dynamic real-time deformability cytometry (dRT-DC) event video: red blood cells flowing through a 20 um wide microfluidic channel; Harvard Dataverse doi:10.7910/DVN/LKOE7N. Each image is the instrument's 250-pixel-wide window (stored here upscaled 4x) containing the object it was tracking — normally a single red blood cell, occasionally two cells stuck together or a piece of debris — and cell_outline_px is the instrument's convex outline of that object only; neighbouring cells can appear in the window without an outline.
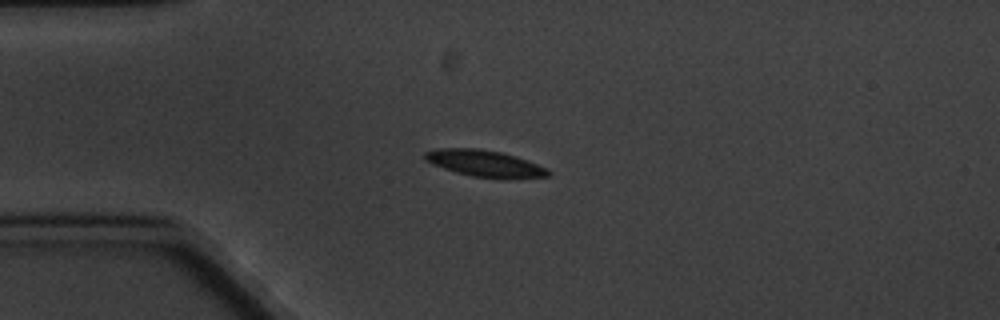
{"species": "common noctule bat (a hibernating species)", "species_latin": "Nyctalus noctula", "temperature_condition": "cold", "stored_images_in_passage": 7, "camera_frame_rate_fps": 3000, "um_per_image_px": 0.085, "animal": {"sex": "male", "body_mass_g": 20.1, "forearm_length_mm": 53.5}, "frame": {"image": 1, "passage_image": 4, "time_ms": 3.667, "image_size_px": [1000, 320], "cell_outline_px": [[552, 172], [548, 176], [508, 180], [504, 180], [472, 176], [456, 172], [432, 164], [424, 160], [424, 152], [440, 148], [476, 148], [500, 152], [548, 168]], "centroid_in_image_um": [41.21, 13.92], "position_along_channel_um": 43.8, "area_um2": 19.19}}